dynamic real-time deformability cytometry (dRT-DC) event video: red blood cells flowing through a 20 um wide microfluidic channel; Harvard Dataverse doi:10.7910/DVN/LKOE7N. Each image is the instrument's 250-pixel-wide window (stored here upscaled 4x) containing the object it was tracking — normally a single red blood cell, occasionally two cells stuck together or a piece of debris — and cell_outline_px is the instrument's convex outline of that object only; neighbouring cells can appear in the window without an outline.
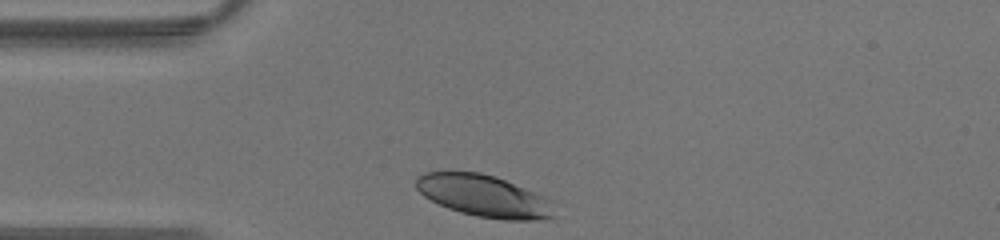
{"species": "human", "species_latin": "Homo sapiens", "temperature_condition": "warm", "stored_images_in_passage": 24, "camera_frame_rate_fps": 3000, "um_per_image_px": 0.085, "donor": {"sex": "male"}, "frame": {"image": 1, "passage_image": 1, "time_ms": 0.0, "image_size_px": [1000, 240], "cell_outline_px": [[556, 216], [552, 220], [504, 220], [476, 216], [460, 212], [448, 208], [424, 196], [416, 188], [416, 176], [424, 172], [480, 172], [496, 176], [544, 196], [552, 200]], "centroid_in_image_um": [41.2, 16.67], "position_along_channel_um": 43.8, "area_um2": 34.04}}
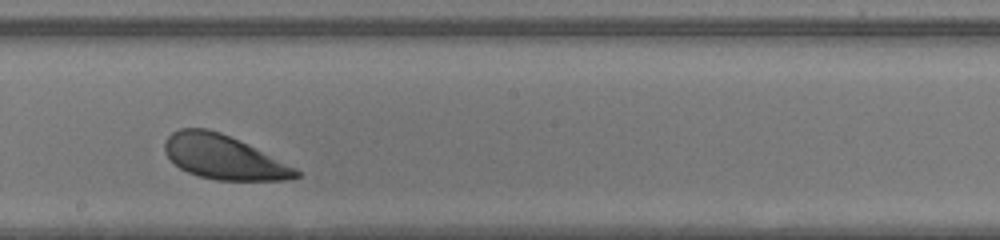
{"frame": {"image": 2, "passage_image": 14, "time_ms": 4.333, "image_size_px": [1000, 240], "cell_outline_px": [[300, 176], [292, 180], [216, 180], [200, 176], [188, 172], [180, 168], [164, 152], [164, 140], [172, 132], [180, 128], [208, 128], [220, 132], [248, 144], [296, 168], [300, 172]], "centroid_in_image_um": [19.0, 13.35], "position_along_channel_um": 229.2, "area_um2": 33.64}}
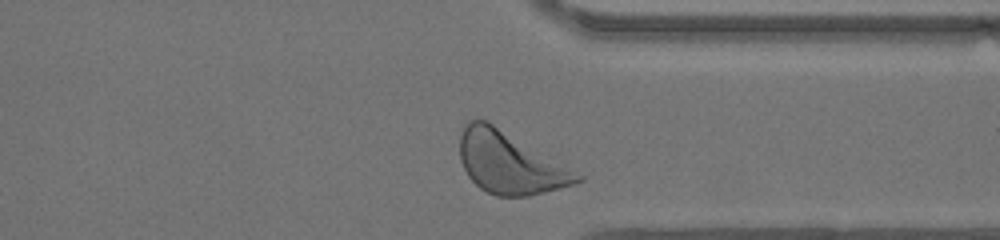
{"frame": {"image": 3, "passage_image": 23, "time_ms": 7.333, "image_size_px": [1000, 240], "cell_outline_px": [[584, 180], [560, 188], [528, 196], [496, 196], [480, 188], [468, 176], [460, 160], [460, 132], [464, 124], [468, 120], [484, 120], [492, 124], [584, 176]], "centroid_in_image_um": [43.29, 13.86], "position_along_channel_um": 368.1, "area_um2": 41.44}}